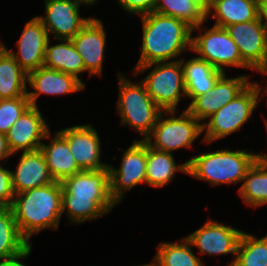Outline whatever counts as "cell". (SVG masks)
Segmentation results:
<instances>
[{
  "mask_svg": "<svg viewBox=\"0 0 267 266\" xmlns=\"http://www.w3.org/2000/svg\"><path fill=\"white\" fill-rule=\"evenodd\" d=\"M62 185V215L70 224L96 221L110 214L116 203L110 195L109 168L83 170L64 179Z\"/></svg>",
  "mask_w": 267,
  "mask_h": 266,
  "instance_id": "obj_1",
  "label": "cell"
},
{
  "mask_svg": "<svg viewBox=\"0 0 267 266\" xmlns=\"http://www.w3.org/2000/svg\"><path fill=\"white\" fill-rule=\"evenodd\" d=\"M140 20L142 42L135 67L178 61L182 54L191 52L192 27L185 21L156 12L140 16Z\"/></svg>",
  "mask_w": 267,
  "mask_h": 266,
  "instance_id": "obj_2",
  "label": "cell"
},
{
  "mask_svg": "<svg viewBox=\"0 0 267 266\" xmlns=\"http://www.w3.org/2000/svg\"><path fill=\"white\" fill-rule=\"evenodd\" d=\"M62 185L52 182L15 194L11 209L21 235L32 245V235L58 230L62 218Z\"/></svg>",
  "mask_w": 267,
  "mask_h": 266,
  "instance_id": "obj_3",
  "label": "cell"
},
{
  "mask_svg": "<svg viewBox=\"0 0 267 266\" xmlns=\"http://www.w3.org/2000/svg\"><path fill=\"white\" fill-rule=\"evenodd\" d=\"M253 152V149H219L197 154L186 161L187 175L211 186L243 183L248 170L256 162Z\"/></svg>",
  "mask_w": 267,
  "mask_h": 266,
  "instance_id": "obj_4",
  "label": "cell"
},
{
  "mask_svg": "<svg viewBox=\"0 0 267 266\" xmlns=\"http://www.w3.org/2000/svg\"><path fill=\"white\" fill-rule=\"evenodd\" d=\"M122 72H118V94L116 112L121 118V126H128L145 140L152 132L158 116L163 111L150 97L145 85L132 82Z\"/></svg>",
  "mask_w": 267,
  "mask_h": 266,
  "instance_id": "obj_5",
  "label": "cell"
},
{
  "mask_svg": "<svg viewBox=\"0 0 267 266\" xmlns=\"http://www.w3.org/2000/svg\"><path fill=\"white\" fill-rule=\"evenodd\" d=\"M261 97L257 80L252 81L238 96L220 108L202 124L205 144L222 140L240 131L251 118Z\"/></svg>",
  "mask_w": 267,
  "mask_h": 266,
  "instance_id": "obj_6",
  "label": "cell"
},
{
  "mask_svg": "<svg viewBox=\"0 0 267 266\" xmlns=\"http://www.w3.org/2000/svg\"><path fill=\"white\" fill-rule=\"evenodd\" d=\"M149 69V74L141 80L148 94L163 111H177L183 95L187 99L181 60L134 67L133 77L136 78Z\"/></svg>",
  "mask_w": 267,
  "mask_h": 266,
  "instance_id": "obj_7",
  "label": "cell"
},
{
  "mask_svg": "<svg viewBox=\"0 0 267 266\" xmlns=\"http://www.w3.org/2000/svg\"><path fill=\"white\" fill-rule=\"evenodd\" d=\"M176 113V110L161 112L151 134L144 140L150 147L172 153L190 148L200 138L202 123L186 109L179 115Z\"/></svg>",
  "mask_w": 267,
  "mask_h": 266,
  "instance_id": "obj_8",
  "label": "cell"
},
{
  "mask_svg": "<svg viewBox=\"0 0 267 266\" xmlns=\"http://www.w3.org/2000/svg\"><path fill=\"white\" fill-rule=\"evenodd\" d=\"M204 24L206 23L192 28L191 52L195 53L196 57L207 61L223 73H227L226 67L252 70L243 61L237 45L225 28L216 25L208 28ZM193 32L197 35L193 36Z\"/></svg>",
  "mask_w": 267,
  "mask_h": 266,
  "instance_id": "obj_9",
  "label": "cell"
},
{
  "mask_svg": "<svg viewBox=\"0 0 267 266\" xmlns=\"http://www.w3.org/2000/svg\"><path fill=\"white\" fill-rule=\"evenodd\" d=\"M120 167L109 168L110 195L112 200L119 205L124 200L125 192L136 186L146 185L147 143L143 140H133V143L124 151Z\"/></svg>",
  "mask_w": 267,
  "mask_h": 266,
  "instance_id": "obj_10",
  "label": "cell"
},
{
  "mask_svg": "<svg viewBox=\"0 0 267 266\" xmlns=\"http://www.w3.org/2000/svg\"><path fill=\"white\" fill-rule=\"evenodd\" d=\"M243 233L242 230L220 223L215 219L206 220L205 224L186 235L185 238L191 243L192 247L198 249L200 257L202 255L218 256L232 254L234 257L227 266H233L236 258L237 247Z\"/></svg>",
  "mask_w": 267,
  "mask_h": 266,
  "instance_id": "obj_11",
  "label": "cell"
},
{
  "mask_svg": "<svg viewBox=\"0 0 267 266\" xmlns=\"http://www.w3.org/2000/svg\"><path fill=\"white\" fill-rule=\"evenodd\" d=\"M227 75L223 73L210 91L196 96L185 108L202 124L252 82L249 74L231 78Z\"/></svg>",
  "mask_w": 267,
  "mask_h": 266,
  "instance_id": "obj_12",
  "label": "cell"
},
{
  "mask_svg": "<svg viewBox=\"0 0 267 266\" xmlns=\"http://www.w3.org/2000/svg\"><path fill=\"white\" fill-rule=\"evenodd\" d=\"M44 15L37 16L54 39H73L92 17L80 15L75 0H45Z\"/></svg>",
  "mask_w": 267,
  "mask_h": 266,
  "instance_id": "obj_13",
  "label": "cell"
},
{
  "mask_svg": "<svg viewBox=\"0 0 267 266\" xmlns=\"http://www.w3.org/2000/svg\"><path fill=\"white\" fill-rule=\"evenodd\" d=\"M231 39L238 47L243 61L258 72L267 61V31L259 17L244 23L225 27Z\"/></svg>",
  "mask_w": 267,
  "mask_h": 266,
  "instance_id": "obj_14",
  "label": "cell"
},
{
  "mask_svg": "<svg viewBox=\"0 0 267 266\" xmlns=\"http://www.w3.org/2000/svg\"><path fill=\"white\" fill-rule=\"evenodd\" d=\"M95 128L86 123L58 131L67 140L73 158L82 170H102L109 164L101 161L102 143Z\"/></svg>",
  "mask_w": 267,
  "mask_h": 266,
  "instance_id": "obj_15",
  "label": "cell"
},
{
  "mask_svg": "<svg viewBox=\"0 0 267 266\" xmlns=\"http://www.w3.org/2000/svg\"><path fill=\"white\" fill-rule=\"evenodd\" d=\"M50 39L47 29L37 17L30 19L24 26L20 38L16 41V51L1 45L27 73L44 66L47 42Z\"/></svg>",
  "mask_w": 267,
  "mask_h": 266,
  "instance_id": "obj_16",
  "label": "cell"
},
{
  "mask_svg": "<svg viewBox=\"0 0 267 266\" xmlns=\"http://www.w3.org/2000/svg\"><path fill=\"white\" fill-rule=\"evenodd\" d=\"M39 106H30L13 124L6 134L12 154L40 149L46 134L50 131L47 120Z\"/></svg>",
  "mask_w": 267,
  "mask_h": 266,
  "instance_id": "obj_17",
  "label": "cell"
},
{
  "mask_svg": "<svg viewBox=\"0 0 267 266\" xmlns=\"http://www.w3.org/2000/svg\"><path fill=\"white\" fill-rule=\"evenodd\" d=\"M107 33L101 19L92 17L80 32L71 39L83 60L89 77L103 74Z\"/></svg>",
  "mask_w": 267,
  "mask_h": 266,
  "instance_id": "obj_18",
  "label": "cell"
},
{
  "mask_svg": "<svg viewBox=\"0 0 267 266\" xmlns=\"http://www.w3.org/2000/svg\"><path fill=\"white\" fill-rule=\"evenodd\" d=\"M27 86L33 90L27 92L31 106H39L37 100L41 94L63 96L85 89V85L75 76L45 66L28 73Z\"/></svg>",
  "mask_w": 267,
  "mask_h": 266,
  "instance_id": "obj_19",
  "label": "cell"
},
{
  "mask_svg": "<svg viewBox=\"0 0 267 266\" xmlns=\"http://www.w3.org/2000/svg\"><path fill=\"white\" fill-rule=\"evenodd\" d=\"M15 170H11L12 187L15 194L55 182L40 149L21 152Z\"/></svg>",
  "mask_w": 267,
  "mask_h": 266,
  "instance_id": "obj_20",
  "label": "cell"
},
{
  "mask_svg": "<svg viewBox=\"0 0 267 266\" xmlns=\"http://www.w3.org/2000/svg\"><path fill=\"white\" fill-rule=\"evenodd\" d=\"M51 130L46 134L45 141L50 139V143L42 142L40 150L44 154L46 164L54 181L62 182L64 179L83 171L69 149L67 140L58 132Z\"/></svg>",
  "mask_w": 267,
  "mask_h": 266,
  "instance_id": "obj_21",
  "label": "cell"
},
{
  "mask_svg": "<svg viewBox=\"0 0 267 266\" xmlns=\"http://www.w3.org/2000/svg\"><path fill=\"white\" fill-rule=\"evenodd\" d=\"M259 0H208L207 20L223 27L244 23L258 18Z\"/></svg>",
  "mask_w": 267,
  "mask_h": 266,
  "instance_id": "obj_22",
  "label": "cell"
},
{
  "mask_svg": "<svg viewBox=\"0 0 267 266\" xmlns=\"http://www.w3.org/2000/svg\"><path fill=\"white\" fill-rule=\"evenodd\" d=\"M184 69V83L187 98L191 101L198 95L206 94L210 91L222 71L215 69L207 61L194 56L189 59L180 58Z\"/></svg>",
  "mask_w": 267,
  "mask_h": 266,
  "instance_id": "obj_23",
  "label": "cell"
},
{
  "mask_svg": "<svg viewBox=\"0 0 267 266\" xmlns=\"http://www.w3.org/2000/svg\"><path fill=\"white\" fill-rule=\"evenodd\" d=\"M188 164L176 163L172 153L156 150L147 144L146 184L155 188L167 186L177 172L187 174Z\"/></svg>",
  "mask_w": 267,
  "mask_h": 266,
  "instance_id": "obj_24",
  "label": "cell"
},
{
  "mask_svg": "<svg viewBox=\"0 0 267 266\" xmlns=\"http://www.w3.org/2000/svg\"><path fill=\"white\" fill-rule=\"evenodd\" d=\"M51 42V39L47 42L44 66L73 75L86 86L79 75L86 72L83 60L72 41L59 39L57 41L59 43L55 45H52Z\"/></svg>",
  "mask_w": 267,
  "mask_h": 266,
  "instance_id": "obj_25",
  "label": "cell"
},
{
  "mask_svg": "<svg viewBox=\"0 0 267 266\" xmlns=\"http://www.w3.org/2000/svg\"><path fill=\"white\" fill-rule=\"evenodd\" d=\"M28 73L0 44V100L27 96Z\"/></svg>",
  "mask_w": 267,
  "mask_h": 266,
  "instance_id": "obj_26",
  "label": "cell"
},
{
  "mask_svg": "<svg viewBox=\"0 0 267 266\" xmlns=\"http://www.w3.org/2000/svg\"><path fill=\"white\" fill-rule=\"evenodd\" d=\"M32 245L21 235L11 207L0 208V261L24 255Z\"/></svg>",
  "mask_w": 267,
  "mask_h": 266,
  "instance_id": "obj_27",
  "label": "cell"
},
{
  "mask_svg": "<svg viewBox=\"0 0 267 266\" xmlns=\"http://www.w3.org/2000/svg\"><path fill=\"white\" fill-rule=\"evenodd\" d=\"M181 242H160L153 257V266H204L199 255H195L191 243L183 237Z\"/></svg>",
  "mask_w": 267,
  "mask_h": 266,
  "instance_id": "obj_28",
  "label": "cell"
},
{
  "mask_svg": "<svg viewBox=\"0 0 267 266\" xmlns=\"http://www.w3.org/2000/svg\"><path fill=\"white\" fill-rule=\"evenodd\" d=\"M154 12L183 20L193 28L207 22V1L156 0Z\"/></svg>",
  "mask_w": 267,
  "mask_h": 266,
  "instance_id": "obj_29",
  "label": "cell"
},
{
  "mask_svg": "<svg viewBox=\"0 0 267 266\" xmlns=\"http://www.w3.org/2000/svg\"><path fill=\"white\" fill-rule=\"evenodd\" d=\"M238 193L248 207L256 209L267 205V167L255 162L245 175Z\"/></svg>",
  "mask_w": 267,
  "mask_h": 266,
  "instance_id": "obj_30",
  "label": "cell"
},
{
  "mask_svg": "<svg viewBox=\"0 0 267 266\" xmlns=\"http://www.w3.org/2000/svg\"><path fill=\"white\" fill-rule=\"evenodd\" d=\"M233 266H267V235L258 238L243 231Z\"/></svg>",
  "mask_w": 267,
  "mask_h": 266,
  "instance_id": "obj_31",
  "label": "cell"
},
{
  "mask_svg": "<svg viewBox=\"0 0 267 266\" xmlns=\"http://www.w3.org/2000/svg\"><path fill=\"white\" fill-rule=\"evenodd\" d=\"M31 106L28 96L0 100V133L7 134L13 124Z\"/></svg>",
  "mask_w": 267,
  "mask_h": 266,
  "instance_id": "obj_32",
  "label": "cell"
},
{
  "mask_svg": "<svg viewBox=\"0 0 267 266\" xmlns=\"http://www.w3.org/2000/svg\"><path fill=\"white\" fill-rule=\"evenodd\" d=\"M5 162L0 163V205L11 207L15 193L12 187L11 170L4 167Z\"/></svg>",
  "mask_w": 267,
  "mask_h": 266,
  "instance_id": "obj_33",
  "label": "cell"
},
{
  "mask_svg": "<svg viewBox=\"0 0 267 266\" xmlns=\"http://www.w3.org/2000/svg\"><path fill=\"white\" fill-rule=\"evenodd\" d=\"M124 12L130 15L143 16L154 12L156 0H117Z\"/></svg>",
  "mask_w": 267,
  "mask_h": 266,
  "instance_id": "obj_34",
  "label": "cell"
},
{
  "mask_svg": "<svg viewBox=\"0 0 267 266\" xmlns=\"http://www.w3.org/2000/svg\"><path fill=\"white\" fill-rule=\"evenodd\" d=\"M10 156H13V154L9 149L7 137L5 134L0 133V161L6 163Z\"/></svg>",
  "mask_w": 267,
  "mask_h": 266,
  "instance_id": "obj_35",
  "label": "cell"
},
{
  "mask_svg": "<svg viewBox=\"0 0 267 266\" xmlns=\"http://www.w3.org/2000/svg\"><path fill=\"white\" fill-rule=\"evenodd\" d=\"M32 247L22 256L6 260V261H0V266H27L22 260H25L29 257L31 254Z\"/></svg>",
  "mask_w": 267,
  "mask_h": 266,
  "instance_id": "obj_36",
  "label": "cell"
},
{
  "mask_svg": "<svg viewBox=\"0 0 267 266\" xmlns=\"http://www.w3.org/2000/svg\"><path fill=\"white\" fill-rule=\"evenodd\" d=\"M258 17L267 31V0H259Z\"/></svg>",
  "mask_w": 267,
  "mask_h": 266,
  "instance_id": "obj_37",
  "label": "cell"
},
{
  "mask_svg": "<svg viewBox=\"0 0 267 266\" xmlns=\"http://www.w3.org/2000/svg\"><path fill=\"white\" fill-rule=\"evenodd\" d=\"M259 74H261L262 76L266 75L267 76V61L265 63V65L258 71ZM263 84L259 83L260 89H261V93L263 95L267 96V78H266V82H265V87L262 86Z\"/></svg>",
  "mask_w": 267,
  "mask_h": 266,
  "instance_id": "obj_38",
  "label": "cell"
},
{
  "mask_svg": "<svg viewBox=\"0 0 267 266\" xmlns=\"http://www.w3.org/2000/svg\"><path fill=\"white\" fill-rule=\"evenodd\" d=\"M256 162L267 167V153H255Z\"/></svg>",
  "mask_w": 267,
  "mask_h": 266,
  "instance_id": "obj_39",
  "label": "cell"
},
{
  "mask_svg": "<svg viewBox=\"0 0 267 266\" xmlns=\"http://www.w3.org/2000/svg\"><path fill=\"white\" fill-rule=\"evenodd\" d=\"M78 2V4L81 6H94L95 4H97L96 2L99 0H75Z\"/></svg>",
  "mask_w": 267,
  "mask_h": 266,
  "instance_id": "obj_40",
  "label": "cell"
},
{
  "mask_svg": "<svg viewBox=\"0 0 267 266\" xmlns=\"http://www.w3.org/2000/svg\"><path fill=\"white\" fill-rule=\"evenodd\" d=\"M261 96H264L266 98V106H267V96L263 95L262 93H261ZM263 118L265 120V128H266V132H267V119H265V117H263Z\"/></svg>",
  "mask_w": 267,
  "mask_h": 266,
  "instance_id": "obj_41",
  "label": "cell"
},
{
  "mask_svg": "<svg viewBox=\"0 0 267 266\" xmlns=\"http://www.w3.org/2000/svg\"><path fill=\"white\" fill-rule=\"evenodd\" d=\"M138 266H153V265H152V262H151L149 264L147 263V264H142V265H138Z\"/></svg>",
  "mask_w": 267,
  "mask_h": 266,
  "instance_id": "obj_42",
  "label": "cell"
}]
</instances>
